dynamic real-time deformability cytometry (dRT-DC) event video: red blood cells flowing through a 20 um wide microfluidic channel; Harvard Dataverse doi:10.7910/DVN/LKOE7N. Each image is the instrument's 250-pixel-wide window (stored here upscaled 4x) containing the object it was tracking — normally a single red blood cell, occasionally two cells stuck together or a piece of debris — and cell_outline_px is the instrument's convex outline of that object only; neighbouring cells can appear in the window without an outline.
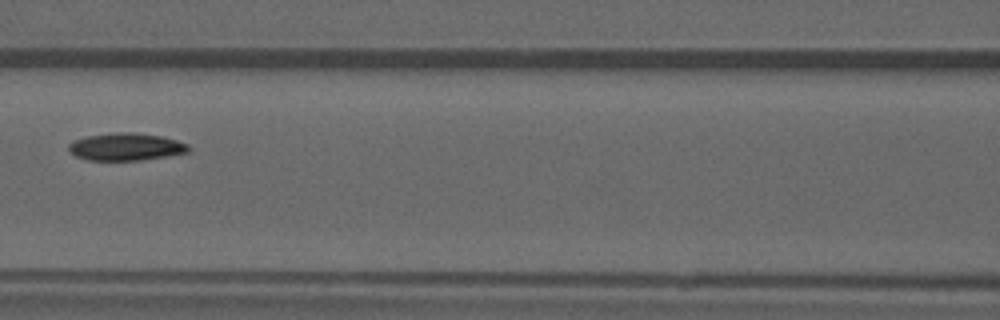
{"species": "common noctule bat (a hibernating species)", "species_latin": "Nyctalus noctula", "temperature_condition": "warm", "stored_images_in_passage": 4, "camera_frame_rate_fps": 3000, "um_per_image_px": 0.085, "animal": {"sex": "male", "forearm_length_mm": 52.5}, "frame": {"image": 1, "passage_image": 4, "time_ms": 3.333, "image_size_px": [1000, 320], "cell_outline_px": [[192, 148], [188, 152], [168, 156], [140, 160], [88, 160], [76, 156], [68, 148], [68, 144], [72, 140], [88, 136], [116, 132], [136, 132], [160, 136], [176, 140], [188, 144]], "centroid_in_image_um": [10.72, 12.47], "position_along_channel_um": 155.9, "area_um2": 19.19}}